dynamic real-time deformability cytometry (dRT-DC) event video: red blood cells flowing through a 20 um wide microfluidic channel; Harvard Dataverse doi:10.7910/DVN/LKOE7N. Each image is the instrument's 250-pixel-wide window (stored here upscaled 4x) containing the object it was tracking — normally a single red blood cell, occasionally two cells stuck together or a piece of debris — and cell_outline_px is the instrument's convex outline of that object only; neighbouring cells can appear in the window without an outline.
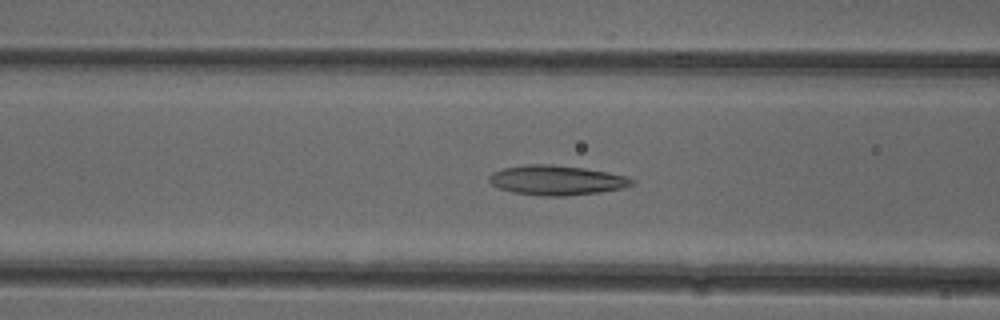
{"species": "common noctule bat (a hibernating species)", "species_latin": "Nyctalus noctula", "temperature_condition": "cold", "stored_images_in_passage": 52, "camera_frame_rate_fps": 3000, "um_per_image_px": 0.085, "animal": {"sex": "female"}, "frame": {"image": 1, "passage_image": 20, "time_ms": 6.333, "image_size_px": [1000, 320], "cell_outline_px": [[636, 184], [620, 188], [600, 192], [564, 196], [540, 196], [512, 192], [496, 188], [488, 180], [488, 176], [492, 172], [504, 168], [524, 164], [552, 164], [584, 168], [608, 172], [628, 176], [636, 180]], "centroid_in_image_um": [47.3, 15.31], "position_along_channel_um": 119.3, "area_um2": 25.03}}
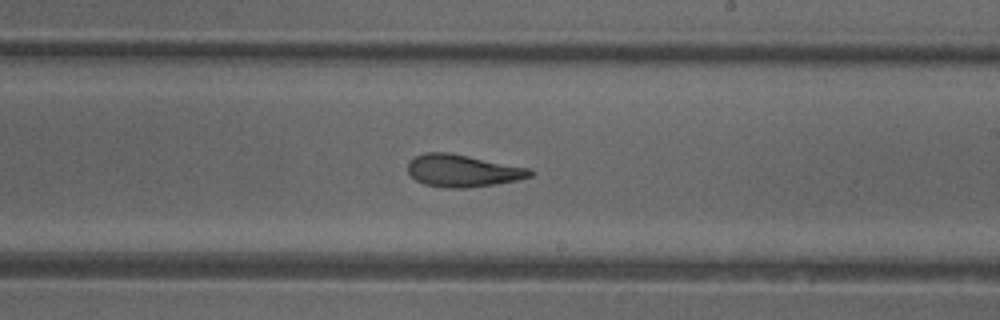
{"frame": {"image": 2, "passage_image": 30, "time_ms": 9.667, "image_size_px": [1000, 320], "cell_outline_px": [[536, 172], [532, 176], [520, 180], [496, 184], [468, 188], [448, 188], [424, 184], [416, 180], [408, 172], [408, 160], [424, 152], [448, 152], [532, 168]], "centroid_in_image_um": [39.38, 14.51], "position_along_channel_um": 249.6, "area_um2": 23.35}}
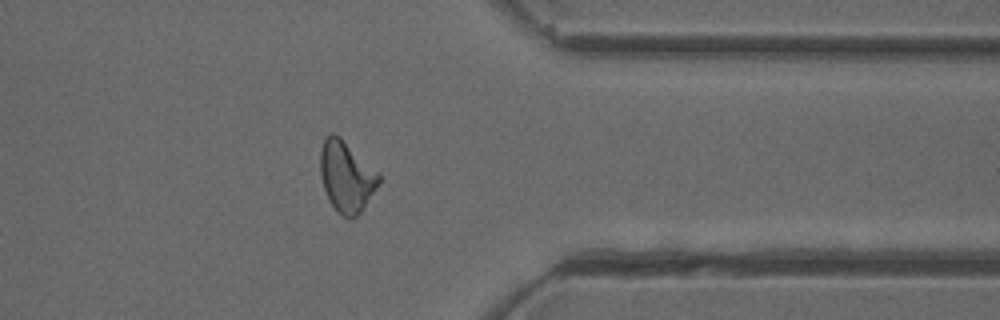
{"frame": {"image": 3, "passage_image": 41, "time_ms": 13.333, "image_size_px": [1000, 320], "cell_outline_px": [[380, 180], [364, 208], [356, 216], [344, 216], [336, 212], [328, 200], [324, 188], [320, 172], [320, 152], [324, 140], [332, 132], [340, 136], [380, 172]], "centroid_in_image_um": [29.45, 14.98], "position_along_channel_um": 382.0, "area_um2": 24.16}, "authors_computed_cell_mechanics": {"area_um2": 23.9292, "velocity_mm_per_s": 3.908, "shape_relaxation_time_tau1_ms": null, "shape_relaxation_time_tau2_ms": 2.3404, "deformation_change_tau1": null, "deformation_change_tau2": 0.1132}}